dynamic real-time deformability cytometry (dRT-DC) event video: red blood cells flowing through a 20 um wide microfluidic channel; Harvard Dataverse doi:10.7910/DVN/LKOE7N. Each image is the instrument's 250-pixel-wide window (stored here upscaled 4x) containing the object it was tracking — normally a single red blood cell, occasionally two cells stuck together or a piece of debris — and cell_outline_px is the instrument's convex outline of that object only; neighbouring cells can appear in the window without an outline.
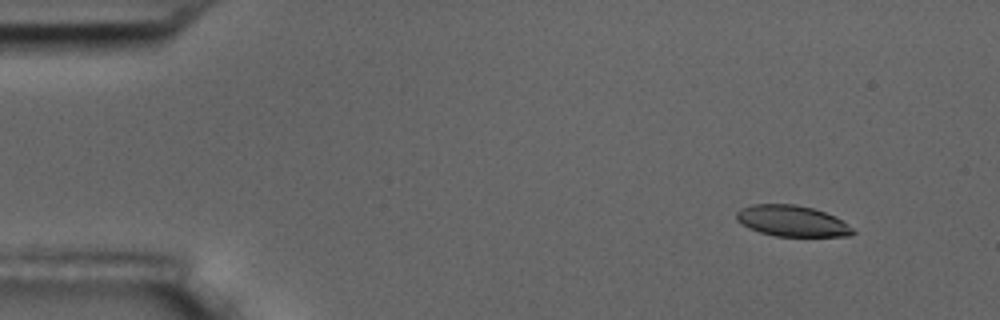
{"species": "common noctule bat (a hibernating species)", "species_latin": "Nyctalus noctula", "temperature_condition": "room temperature", "stored_images_in_passage": 6, "camera_frame_rate_fps": 3000, "um_per_image_px": 0.085, "animal": {"sex": "male", "body_mass_g": 17.5, "forearm_length_mm": 52.3}, "frame": {"image": 1, "passage_image": 2, "time_ms": 1.333, "image_size_px": [1000, 320], "cell_outline_px": [[856, 232], [848, 236], [776, 236], [760, 232], [748, 228], [736, 220], [736, 212], [740, 208], [752, 204], [796, 204], [812, 208], [836, 216], [852, 228]], "centroid_in_image_um": [67.29, 18.77], "position_along_channel_um": 17.7, "area_um2": 21.04}}